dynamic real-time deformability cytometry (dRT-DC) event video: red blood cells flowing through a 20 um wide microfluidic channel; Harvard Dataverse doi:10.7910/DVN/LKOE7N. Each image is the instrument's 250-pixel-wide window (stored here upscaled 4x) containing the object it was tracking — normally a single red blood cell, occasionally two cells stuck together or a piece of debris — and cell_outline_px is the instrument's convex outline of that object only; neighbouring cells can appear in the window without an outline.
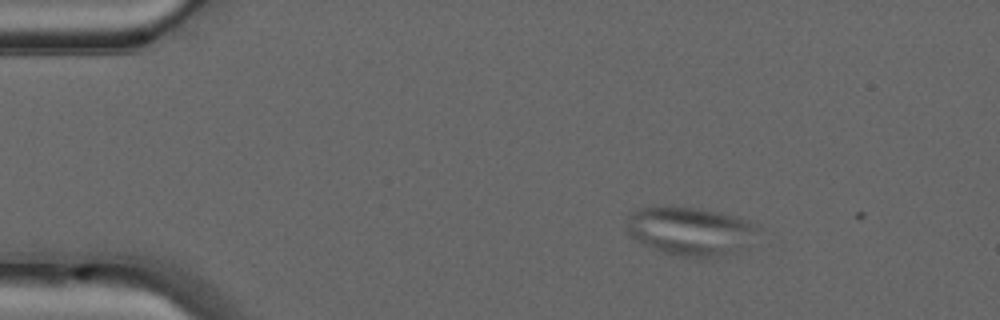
{"species": "common noctule bat (a hibernating species)", "species_latin": "Nyctalus noctula", "temperature_condition": "warm", "stored_images_in_passage": 3, "camera_frame_rate_fps": 3000, "um_per_image_px": 0.085, "animal": {"sex": "male", "forearm_length_mm": 52.5}, "frame": {"image": 1, "passage_image": 1, "time_ms": 0.0, "image_size_px": [1000, 320], "cell_outline_px": [[760, 228], [740, 252], [736, 256], [704, 260], [696, 260], [676, 256], [652, 248], [628, 236], [628, 216], [632, 212], [640, 208], [696, 208], [720, 212], [736, 216], [760, 224]], "centroid_in_image_um": [58.77, 19.72], "position_along_channel_um": 26.2, "area_um2": 37.86}}